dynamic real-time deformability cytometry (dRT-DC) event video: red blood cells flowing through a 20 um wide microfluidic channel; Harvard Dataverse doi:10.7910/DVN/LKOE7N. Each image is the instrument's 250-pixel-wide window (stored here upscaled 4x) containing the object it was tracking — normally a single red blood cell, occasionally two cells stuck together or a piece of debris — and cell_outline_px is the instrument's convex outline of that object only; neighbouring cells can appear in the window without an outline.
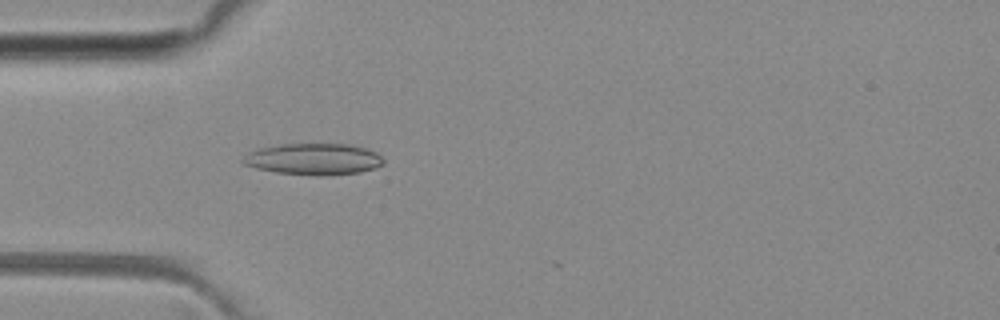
{"species": "common noctule bat (a hibernating species)", "species_latin": "Nyctalus noctula", "temperature_condition": "room temperature", "stored_images_in_passage": 10, "camera_frame_rate_fps": 3000, "um_per_image_px": 0.085, "animal": {"sex": "female", "body_mass_g": 29.2, "forearm_length_mm": 56.3}, "frame": {"image": 1, "passage_image": 7, "time_ms": 2.0, "image_size_px": [1000, 320], "cell_outline_px": [[384, 164], [360, 172], [320, 176], [276, 172], [256, 168], [244, 164], [240, 160], [252, 152], [260, 148], [280, 144], [348, 144], [364, 148], [376, 152], [384, 160]], "centroid_in_image_um": [26.67, 13.52], "position_along_channel_um": 58.3, "area_um2": 25.43}}